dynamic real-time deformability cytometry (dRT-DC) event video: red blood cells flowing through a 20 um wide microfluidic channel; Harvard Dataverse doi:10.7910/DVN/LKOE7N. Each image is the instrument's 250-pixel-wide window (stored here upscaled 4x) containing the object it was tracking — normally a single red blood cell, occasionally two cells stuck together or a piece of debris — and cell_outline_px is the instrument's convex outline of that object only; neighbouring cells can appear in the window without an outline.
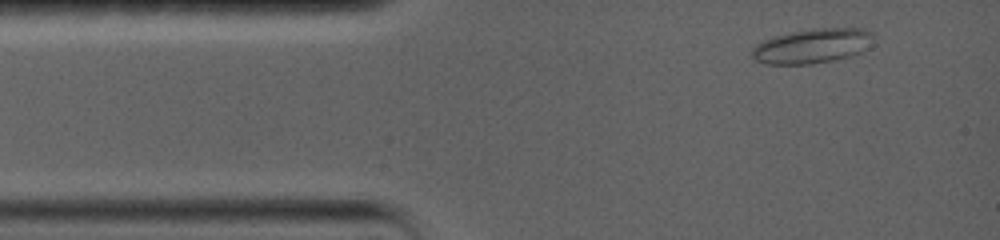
{"species": "common noctule bat (a hibernating species)", "species_latin": "Nyctalus noctula", "temperature_condition": "warm", "stored_images_in_passage": 43, "camera_frame_rate_fps": 5000, "um_per_image_px": 0.085, "animal": {"sex": "female", "body_mass_g": 19.0, "forearm_length_mm": 56.7}, "frame": {"image": 1, "passage_image": 1, "time_ms": 0.0, "image_size_px": [1000, 240], "cell_outline_px": [[872, 32], [868, 48], [852, 56], [832, 60], [808, 64], [764, 64], [756, 60], [752, 56], [752, 48], [756, 44], [772, 36], [812, 28], [864, 28]], "centroid_in_image_um": [69.02, 3.9], "position_along_channel_um": 16.0, "area_um2": 24.45}}
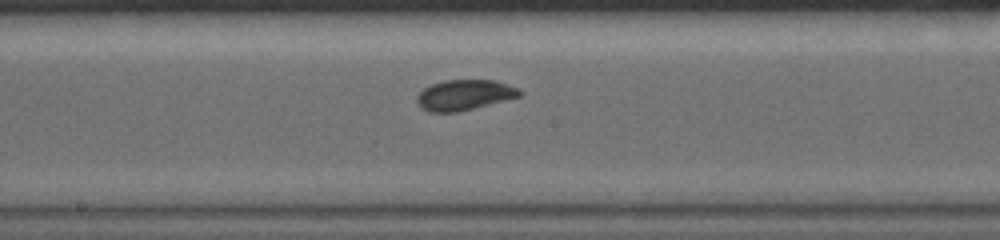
{"frame": {"image": 2, "passage_image": 21, "time_ms": 6.8, "image_size_px": [1000, 240], "cell_outline_px": [[524, 92], [520, 96], [456, 112], [428, 112], [420, 108], [416, 104], [416, 96], [424, 88], [432, 84], [444, 80], [496, 80], [520, 88]], "centroid_in_image_um": [39.45, 8.06], "position_along_channel_um": 208.7, "area_um2": 18.26}}
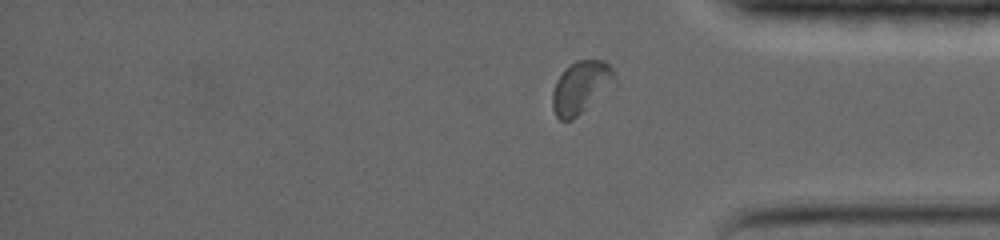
{"frame": {"image": 3, "passage_image": 37, "time_ms": 12.0, "image_size_px": [1000, 240], "cell_outline_px": [[616, 84], [572, 120], [560, 120], [556, 116], [552, 108], [552, 92], [556, 80], [564, 68], [576, 60], [604, 60], [616, 72]], "centroid_in_image_um": [49.39, 7.4], "position_along_channel_um": 385.8, "area_um2": 19.31}, "authors_computed_cell_mechanics": {"area_um2": 18.6694, "velocity_mm_per_s": 3.5146, "shape_relaxation_time_tau1_ms": 9.049, "shape_relaxation_time_tau2_ms": null, "deformation_change_tau1": 0.1497, "deformation_change_tau2": null}}